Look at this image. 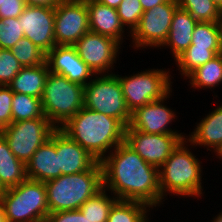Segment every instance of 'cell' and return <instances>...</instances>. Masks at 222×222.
<instances>
[{
	"label": "cell",
	"instance_id": "cell-19",
	"mask_svg": "<svg viewBox=\"0 0 222 222\" xmlns=\"http://www.w3.org/2000/svg\"><path fill=\"white\" fill-rule=\"evenodd\" d=\"M86 4L90 31L113 38L122 44V35L125 29L117 14V10L96 0H86Z\"/></svg>",
	"mask_w": 222,
	"mask_h": 222
},
{
	"label": "cell",
	"instance_id": "cell-38",
	"mask_svg": "<svg viewBox=\"0 0 222 222\" xmlns=\"http://www.w3.org/2000/svg\"><path fill=\"white\" fill-rule=\"evenodd\" d=\"M29 6L55 7L61 0H24Z\"/></svg>",
	"mask_w": 222,
	"mask_h": 222
},
{
	"label": "cell",
	"instance_id": "cell-24",
	"mask_svg": "<svg viewBox=\"0 0 222 222\" xmlns=\"http://www.w3.org/2000/svg\"><path fill=\"white\" fill-rule=\"evenodd\" d=\"M187 78L194 88H210L222 83V53L197 67Z\"/></svg>",
	"mask_w": 222,
	"mask_h": 222
},
{
	"label": "cell",
	"instance_id": "cell-6",
	"mask_svg": "<svg viewBox=\"0 0 222 222\" xmlns=\"http://www.w3.org/2000/svg\"><path fill=\"white\" fill-rule=\"evenodd\" d=\"M7 222H45L49 213L44 182L27 179L0 197Z\"/></svg>",
	"mask_w": 222,
	"mask_h": 222
},
{
	"label": "cell",
	"instance_id": "cell-7",
	"mask_svg": "<svg viewBox=\"0 0 222 222\" xmlns=\"http://www.w3.org/2000/svg\"><path fill=\"white\" fill-rule=\"evenodd\" d=\"M84 86V107L118 119L125 127L131 120L119 78L115 74H102Z\"/></svg>",
	"mask_w": 222,
	"mask_h": 222
},
{
	"label": "cell",
	"instance_id": "cell-41",
	"mask_svg": "<svg viewBox=\"0 0 222 222\" xmlns=\"http://www.w3.org/2000/svg\"><path fill=\"white\" fill-rule=\"evenodd\" d=\"M0 222H7L4 206L1 200H0Z\"/></svg>",
	"mask_w": 222,
	"mask_h": 222
},
{
	"label": "cell",
	"instance_id": "cell-4",
	"mask_svg": "<svg viewBox=\"0 0 222 222\" xmlns=\"http://www.w3.org/2000/svg\"><path fill=\"white\" fill-rule=\"evenodd\" d=\"M186 138L174 149L159 168L161 203L165 193L197 197L202 195L201 164L185 146Z\"/></svg>",
	"mask_w": 222,
	"mask_h": 222
},
{
	"label": "cell",
	"instance_id": "cell-28",
	"mask_svg": "<svg viewBox=\"0 0 222 222\" xmlns=\"http://www.w3.org/2000/svg\"><path fill=\"white\" fill-rule=\"evenodd\" d=\"M46 117L41 98L27 94L14 93L12 99V122Z\"/></svg>",
	"mask_w": 222,
	"mask_h": 222
},
{
	"label": "cell",
	"instance_id": "cell-43",
	"mask_svg": "<svg viewBox=\"0 0 222 222\" xmlns=\"http://www.w3.org/2000/svg\"><path fill=\"white\" fill-rule=\"evenodd\" d=\"M212 222H222V212L217 215Z\"/></svg>",
	"mask_w": 222,
	"mask_h": 222
},
{
	"label": "cell",
	"instance_id": "cell-29",
	"mask_svg": "<svg viewBox=\"0 0 222 222\" xmlns=\"http://www.w3.org/2000/svg\"><path fill=\"white\" fill-rule=\"evenodd\" d=\"M191 45L201 48H222L221 22H197Z\"/></svg>",
	"mask_w": 222,
	"mask_h": 222
},
{
	"label": "cell",
	"instance_id": "cell-16",
	"mask_svg": "<svg viewBox=\"0 0 222 222\" xmlns=\"http://www.w3.org/2000/svg\"><path fill=\"white\" fill-rule=\"evenodd\" d=\"M49 71L65 76L72 82L87 85L88 79L95 75L70 45H56L46 54Z\"/></svg>",
	"mask_w": 222,
	"mask_h": 222
},
{
	"label": "cell",
	"instance_id": "cell-26",
	"mask_svg": "<svg viewBox=\"0 0 222 222\" xmlns=\"http://www.w3.org/2000/svg\"><path fill=\"white\" fill-rule=\"evenodd\" d=\"M105 191L107 190L102 188L79 208L90 222H107L112 206L118 201L115 196L111 198L109 195L108 197Z\"/></svg>",
	"mask_w": 222,
	"mask_h": 222
},
{
	"label": "cell",
	"instance_id": "cell-1",
	"mask_svg": "<svg viewBox=\"0 0 222 222\" xmlns=\"http://www.w3.org/2000/svg\"><path fill=\"white\" fill-rule=\"evenodd\" d=\"M111 151L100 162L103 188L107 187L118 200L147 204L149 210L160 206L159 169L148 164L125 142Z\"/></svg>",
	"mask_w": 222,
	"mask_h": 222
},
{
	"label": "cell",
	"instance_id": "cell-12",
	"mask_svg": "<svg viewBox=\"0 0 222 222\" xmlns=\"http://www.w3.org/2000/svg\"><path fill=\"white\" fill-rule=\"evenodd\" d=\"M183 139L182 134H147L128 126L124 142L148 164L159 169Z\"/></svg>",
	"mask_w": 222,
	"mask_h": 222
},
{
	"label": "cell",
	"instance_id": "cell-30",
	"mask_svg": "<svg viewBox=\"0 0 222 222\" xmlns=\"http://www.w3.org/2000/svg\"><path fill=\"white\" fill-rule=\"evenodd\" d=\"M198 22H220L222 10L212 0H177Z\"/></svg>",
	"mask_w": 222,
	"mask_h": 222
},
{
	"label": "cell",
	"instance_id": "cell-46",
	"mask_svg": "<svg viewBox=\"0 0 222 222\" xmlns=\"http://www.w3.org/2000/svg\"><path fill=\"white\" fill-rule=\"evenodd\" d=\"M2 4H3V0H0V7H2Z\"/></svg>",
	"mask_w": 222,
	"mask_h": 222
},
{
	"label": "cell",
	"instance_id": "cell-15",
	"mask_svg": "<svg viewBox=\"0 0 222 222\" xmlns=\"http://www.w3.org/2000/svg\"><path fill=\"white\" fill-rule=\"evenodd\" d=\"M169 94L157 101L150 102L131 112L129 127L147 134H181L168 128L175 119V112L163 105Z\"/></svg>",
	"mask_w": 222,
	"mask_h": 222
},
{
	"label": "cell",
	"instance_id": "cell-27",
	"mask_svg": "<svg viewBox=\"0 0 222 222\" xmlns=\"http://www.w3.org/2000/svg\"><path fill=\"white\" fill-rule=\"evenodd\" d=\"M149 206L138 201L118 200L111 208L107 222H147Z\"/></svg>",
	"mask_w": 222,
	"mask_h": 222
},
{
	"label": "cell",
	"instance_id": "cell-33",
	"mask_svg": "<svg viewBox=\"0 0 222 222\" xmlns=\"http://www.w3.org/2000/svg\"><path fill=\"white\" fill-rule=\"evenodd\" d=\"M116 10L123 26L128 25L131 30L129 33L134 31L144 13L139 0H122Z\"/></svg>",
	"mask_w": 222,
	"mask_h": 222
},
{
	"label": "cell",
	"instance_id": "cell-32",
	"mask_svg": "<svg viewBox=\"0 0 222 222\" xmlns=\"http://www.w3.org/2000/svg\"><path fill=\"white\" fill-rule=\"evenodd\" d=\"M23 37L21 21H18V18L0 19V49H11Z\"/></svg>",
	"mask_w": 222,
	"mask_h": 222
},
{
	"label": "cell",
	"instance_id": "cell-39",
	"mask_svg": "<svg viewBox=\"0 0 222 222\" xmlns=\"http://www.w3.org/2000/svg\"><path fill=\"white\" fill-rule=\"evenodd\" d=\"M139 1L142 5L143 11H146V10L152 9L153 7L157 5L166 3L169 0H139Z\"/></svg>",
	"mask_w": 222,
	"mask_h": 222
},
{
	"label": "cell",
	"instance_id": "cell-44",
	"mask_svg": "<svg viewBox=\"0 0 222 222\" xmlns=\"http://www.w3.org/2000/svg\"><path fill=\"white\" fill-rule=\"evenodd\" d=\"M222 10V0H212Z\"/></svg>",
	"mask_w": 222,
	"mask_h": 222
},
{
	"label": "cell",
	"instance_id": "cell-17",
	"mask_svg": "<svg viewBox=\"0 0 222 222\" xmlns=\"http://www.w3.org/2000/svg\"><path fill=\"white\" fill-rule=\"evenodd\" d=\"M56 153L61 175H70L89 170L97 160L60 128H56Z\"/></svg>",
	"mask_w": 222,
	"mask_h": 222
},
{
	"label": "cell",
	"instance_id": "cell-34",
	"mask_svg": "<svg viewBox=\"0 0 222 222\" xmlns=\"http://www.w3.org/2000/svg\"><path fill=\"white\" fill-rule=\"evenodd\" d=\"M22 68L10 49H0V86H8Z\"/></svg>",
	"mask_w": 222,
	"mask_h": 222
},
{
	"label": "cell",
	"instance_id": "cell-2",
	"mask_svg": "<svg viewBox=\"0 0 222 222\" xmlns=\"http://www.w3.org/2000/svg\"><path fill=\"white\" fill-rule=\"evenodd\" d=\"M60 129L101 162L125 139L126 127L113 117L83 107Z\"/></svg>",
	"mask_w": 222,
	"mask_h": 222
},
{
	"label": "cell",
	"instance_id": "cell-13",
	"mask_svg": "<svg viewBox=\"0 0 222 222\" xmlns=\"http://www.w3.org/2000/svg\"><path fill=\"white\" fill-rule=\"evenodd\" d=\"M73 46L81 60L95 75L108 74L121 47L113 38L91 31L85 33Z\"/></svg>",
	"mask_w": 222,
	"mask_h": 222
},
{
	"label": "cell",
	"instance_id": "cell-18",
	"mask_svg": "<svg viewBox=\"0 0 222 222\" xmlns=\"http://www.w3.org/2000/svg\"><path fill=\"white\" fill-rule=\"evenodd\" d=\"M26 169L28 179L44 183L61 175L56 153V129L32 155Z\"/></svg>",
	"mask_w": 222,
	"mask_h": 222
},
{
	"label": "cell",
	"instance_id": "cell-20",
	"mask_svg": "<svg viewBox=\"0 0 222 222\" xmlns=\"http://www.w3.org/2000/svg\"><path fill=\"white\" fill-rule=\"evenodd\" d=\"M186 140L192 146H207V150L213 148L218 153L222 148V105L202 119Z\"/></svg>",
	"mask_w": 222,
	"mask_h": 222
},
{
	"label": "cell",
	"instance_id": "cell-37",
	"mask_svg": "<svg viewBox=\"0 0 222 222\" xmlns=\"http://www.w3.org/2000/svg\"><path fill=\"white\" fill-rule=\"evenodd\" d=\"M25 6L24 0H3L2 7H0V19L18 18L23 13Z\"/></svg>",
	"mask_w": 222,
	"mask_h": 222
},
{
	"label": "cell",
	"instance_id": "cell-42",
	"mask_svg": "<svg viewBox=\"0 0 222 222\" xmlns=\"http://www.w3.org/2000/svg\"><path fill=\"white\" fill-rule=\"evenodd\" d=\"M6 192V188L3 186V184L0 181V197Z\"/></svg>",
	"mask_w": 222,
	"mask_h": 222
},
{
	"label": "cell",
	"instance_id": "cell-45",
	"mask_svg": "<svg viewBox=\"0 0 222 222\" xmlns=\"http://www.w3.org/2000/svg\"><path fill=\"white\" fill-rule=\"evenodd\" d=\"M216 156H219L218 158H222V148L218 151L217 155Z\"/></svg>",
	"mask_w": 222,
	"mask_h": 222
},
{
	"label": "cell",
	"instance_id": "cell-31",
	"mask_svg": "<svg viewBox=\"0 0 222 222\" xmlns=\"http://www.w3.org/2000/svg\"><path fill=\"white\" fill-rule=\"evenodd\" d=\"M10 50L22 67L37 66L46 62V54L26 37L19 39Z\"/></svg>",
	"mask_w": 222,
	"mask_h": 222
},
{
	"label": "cell",
	"instance_id": "cell-3",
	"mask_svg": "<svg viewBox=\"0 0 222 222\" xmlns=\"http://www.w3.org/2000/svg\"><path fill=\"white\" fill-rule=\"evenodd\" d=\"M49 213L79 210L81 205L103 188L102 166L96 162L89 170L45 182Z\"/></svg>",
	"mask_w": 222,
	"mask_h": 222
},
{
	"label": "cell",
	"instance_id": "cell-10",
	"mask_svg": "<svg viewBox=\"0 0 222 222\" xmlns=\"http://www.w3.org/2000/svg\"><path fill=\"white\" fill-rule=\"evenodd\" d=\"M177 0H169L144 11L137 27L131 34L135 48L163 46L171 27L173 15L178 8Z\"/></svg>",
	"mask_w": 222,
	"mask_h": 222
},
{
	"label": "cell",
	"instance_id": "cell-21",
	"mask_svg": "<svg viewBox=\"0 0 222 222\" xmlns=\"http://www.w3.org/2000/svg\"><path fill=\"white\" fill-rule=\"evenodd\" d=\"M197 22L188 11L180 7L176 9L167 40L163 45L170 46L174 60L191 45L192 33Z\"/></svg>",
	"mask_w": 222,
	"mask_h": 222
},
{
	"label": "cell",
	"instance_id": "cell-35",
	"mask_svg": "<svg viewBox=\"0 0 222 222\" xmlns=\"http://www.w3.org/2000/svg\"><path fill=\"white\" fill-rule=\"evenodd\" d=\"M13 96L8 86H0V131L12 123Z\"/></svg>",
	"mask_w": 222,
	"mask_h": 222
},
{
	"label": "cell",
	"instance_id": "cell-11",
	"mask_svg": "<svg viewBox=\"0 0 222 222\" xmlns=\"http://www.w3.org/2000/svg\"><path fill=\"white\" fill-rule=\"evenodd\" d=\"M56 45L73 46L90 31L86 0H61L55 7Z\"/></svg>",
	"mask_w": 222,
	"mask_h": 222
},
{
	"label": "cell",
	"instance_id": "cell-22",
	"mask_svg": "<svg viewBox=\"0 0 222 222\" xmlns=\"http://www.w3.org/2000/svg\"><path fill=\"white\" fill-rule=\"evenodd\" d=\"M48 73L47 62L37 66L23 67L9 83L8 87L13 93L42 98Z\"/></svg>",
	"mask_w": 222,
	"mask_h": 222
},
{
	"label": "cell",
	"instance_id": "cell-40",
	"mask_svg": "<svg viewBox=\"0 0 222 222\" xmlns=\"http://www.w3.org/2000/svg\"><path fill=\"white\" fill-rule=\"evenodd\" d=\"M96 1H98L103 5L117 9L122 0H96Z\"/></svg>",
	"mask_w": 222,
	"mask_h": 222
},
{
	"label": "cell",
	"instance_id": "cell-5",
	"mask_svg": "<svg viewBox=\"0 0 222 222\" xmlns=\"http://www.w3.org/2000/svg\"><path fill=\"white\" fill-rule=\"evenodd\" d=\"M41 102L46 118L60 128L84 107V86L49 71Z\"/></svg>",
	"mask_w": 222,
	"mask_h": 222
},
{
	"label": "cell",
	"instance_id": "cell-14",
	"mask_svg": "<svg viewBox=\"0 0 222 222\" xmlns=\"http://www.w3.org/2000/svg\"><path fill=\"white\" fill-rule=\"evenodd\" d=\"M18 21H21L24 37L30 39L45 54L56 46L54 7L26 5Z\"/></svg>",
	"mask_w": 222,
	"mask_h": 222
},
{
	"label": "cell",
	"instance_id": "cell-23",
	"mask_svg": "<svg viewBox=\"0 0 222 222\" xmlns=\"http://www.w3.org/2000/svg\"><path fill=\"white\" fill-rule=\"evenodd\" d=\"M26 164L21 162L10 150L5 137L0 133V181L3 186L11 188L26 181Z\"/></svg>",
	"mask_w": 222,
	"mask_h": 222
},
{
	"label": "cell",
	"instance_id": "cell-25",
	"mask_svg": "<svg viewBox=\"0 0 222 222\" xmlns=\"http://www.w3.org/2000/svg\"><path fill=\"white\" fill-rule=\"evenodd\" d=\"M222 53V48H201L190 45L183 53H181L175 61L179 66L181 75L185 78L197 67L212 60L218 54Z\"/></svg>",
	"mask_w": 222,
	"mask_h": 222
},
{
	"label": "cell",
	"instance_id": "cell-9",
	"mask_svg": "<svg viewBox=\"0 0 222 222\" xmlns=\"http://www.w3.org/2000/svg\"><path fill=\"white\" fill-rule=\"evenodd\" d=\"M55 129L46 117H41L12 122L0 133L7 140L12 153L27 165L32 155L50 138Z\"/></svg>",
	"mask_w": 222,
	"mask_h": 222
},
{
	"label": "cell",
	"instance_id": "cell-8",
	"mask_svg": "<svg viewBox=\"0 0 222 222\" xmlns=\"http://www.w3.org/2000/svg\"><path fill=\"white\" fill-rule=\"evenodd\" d=\"M130 112L150 102L160 100L172 92L170 74L161 69H149L133 76L116 75Z\"/></svg>",
	"mask_w": 222,
	"mask_h": 222
},
{
	"label": "cell",
	"instance_id": "cell-36",
	"mask_svg": "<svg viewBox=\"0 0 222 222\" xmlns=\"http://www.w3.org/2000/svg\"><path fill=\"white\" fill-rule=\"evenodd\" d=\"M45 222H90L80 210L48 213Z\"/></svg>",
	"mask_w": 222,
	"mask_h": 222
}]
</instances>
